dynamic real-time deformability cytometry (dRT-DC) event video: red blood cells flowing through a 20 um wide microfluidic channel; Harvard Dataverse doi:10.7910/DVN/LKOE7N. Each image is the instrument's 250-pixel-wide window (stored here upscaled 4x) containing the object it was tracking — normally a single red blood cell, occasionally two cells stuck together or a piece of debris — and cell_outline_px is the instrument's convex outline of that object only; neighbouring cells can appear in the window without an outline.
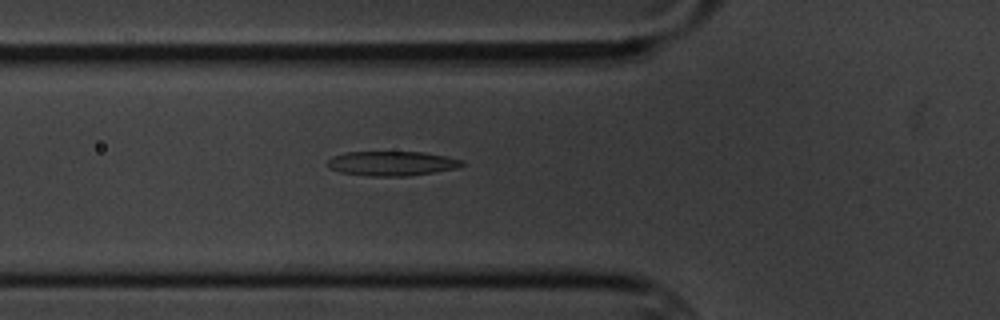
{"species": "common noctule bat (a hibernating species)", "species_latin": "Nyctalus noctula", "temperature_condition": "cold", "stored_images_in_passage": 5, "camera_frame_rate_fps": 3000, "um_per_image_px": 0.085, "animal": {"sex": "male", "body_mass_g": 20.1, "forearm_length_mm": 53.5}, "frame": {"image": 1, "passage_image": 5, "time_ms": 4.667, "image_size_px": [1000, 320], "cell_outline_px": [[464, 164], [456, 168], [408, 176], [368, 176], [340, 172], [328, 168], [328, 160], [332, 156], [344, 152], [424, 152], [464, 160]], "centroid_in_image_um": [33.27, 13.89], "position_along_channel_um": 92.5, "area_um2": 19.19}}